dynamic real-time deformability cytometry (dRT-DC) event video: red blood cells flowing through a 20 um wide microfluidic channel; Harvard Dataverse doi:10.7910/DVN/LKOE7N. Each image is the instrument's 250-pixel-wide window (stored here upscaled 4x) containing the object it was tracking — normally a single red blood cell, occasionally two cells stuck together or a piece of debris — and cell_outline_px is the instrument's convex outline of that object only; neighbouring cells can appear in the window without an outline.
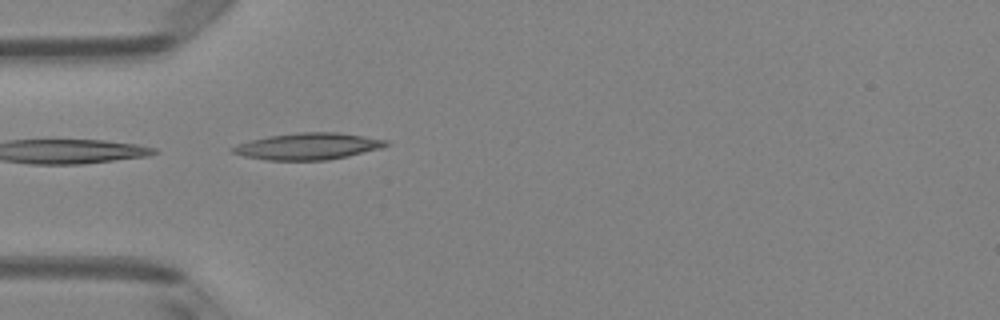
{"species": "Egyptian fruit bat (a non-hibernating species)", "species_latin": "Rousettus aegyptiacus", "temperature_condition": "room temperature", "stored_images_in_passage": 3, "camera_frame_rate_fps": 3000, "um_per_image_px": 0.085, "animal": {"sex": "female"}, "frame": {"image": 1, "passage_image": 3, "time_ms": 0.667, "image_size_px": [1000, 320], "cell_outline_px": [[388, 144], [380, 148], [348, 156], [328, 160], [268, 160], [244, 156], [232, 152], [228, 148], [252, 140], [268, 136], [296, 132], [336, 132], [364, 136], [388, 140]], "centroid_in_image_um": [26.17, 12.43], "position_along_channel_um": 58.8, "area_um2": 23.64}}